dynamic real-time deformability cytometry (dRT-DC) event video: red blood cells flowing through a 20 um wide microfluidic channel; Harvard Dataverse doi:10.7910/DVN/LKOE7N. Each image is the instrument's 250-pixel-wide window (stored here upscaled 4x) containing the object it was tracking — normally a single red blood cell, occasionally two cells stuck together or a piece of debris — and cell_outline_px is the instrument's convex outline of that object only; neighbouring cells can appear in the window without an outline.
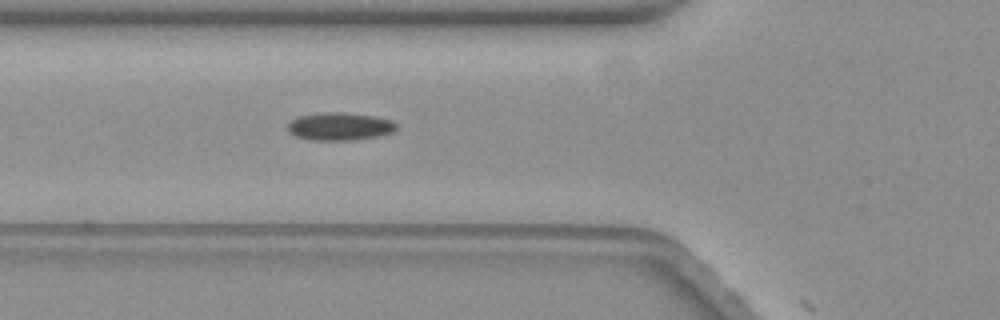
{"species": "common noctule bat (a hibernating species)", "species_latin": "Nyctalus noctula", "temperature_condition": "warm", "stored_images_in_passage": 11, "camera_frame_rate_fps": 3000, "um_per_image_px": 0.085, "animal": {"sex": "female", "body_mass_g": 19.3, "forearm_length_mm": 54.1}, "frame": {"image": 1, "passage_image": 10, "time_ms": 3.0, "image_size_px": [1000, 320], "cell_outline_px": [[400, 124], [392, 132], [376, 136], [356, 140], [308, 140], [296, 136], [288, 132], [288, 124], [292, 120], [300, 116], [324, 112], [340, 112], [372, 116], [392, 120]], "centroid_in_image_um": [28.88, 10.75], "position_along_channel_um": 96.9, "area_um2": 17.57}}